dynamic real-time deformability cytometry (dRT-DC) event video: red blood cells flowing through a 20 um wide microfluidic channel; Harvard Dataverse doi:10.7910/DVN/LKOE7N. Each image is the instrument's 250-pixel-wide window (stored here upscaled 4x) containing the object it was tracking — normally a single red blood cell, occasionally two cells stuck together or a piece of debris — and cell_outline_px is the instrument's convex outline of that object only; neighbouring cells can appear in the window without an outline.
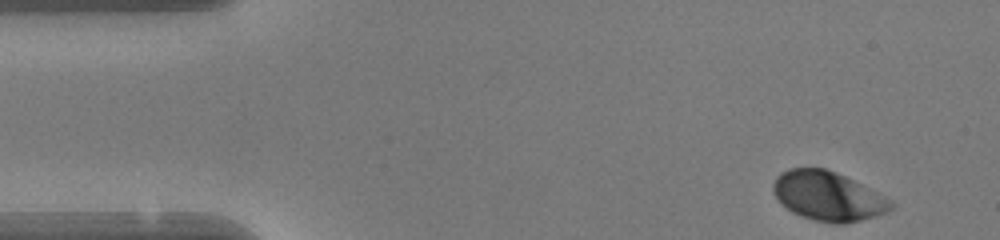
{"species": "human", "species_latin": "Homo sapiens", "temperature_condition": "warm", "stored_images_in_passage": 46, "camera_frame_rate_fps": 3000, "um_per_image_px": 0.085, "donor": {"sex": "female"}, "frame": {"image": 1, "passage_image": 1, "time_ms": 0.0, "image_size_px": [1000, 240], "cell_outline_px": [[896, 204], [892, 208], [884, 212], [860, 220], [844, 224], [832, 224], [800, 216], [792, 212], [772, 192], [772, 184], [776, 176], [780, 172], [788, 168], [824, 168], [844, 176], [884, 196]], "centroid_in_image_um": [70.33, 16.67], "position_along_channel_um": 14.7, "area_um2": 33.35}}
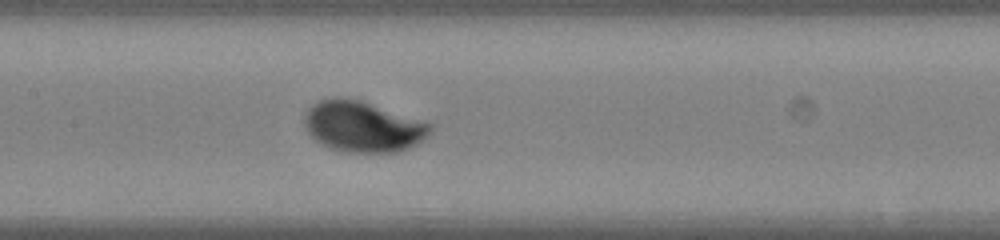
{"frame": {"image": 2, "passage_image": 20, "time_ms": 6.333, "image_size_px": [1000, 240], "cell_outline_px": [[432, 128], [428, 136], [424, 140], [408, 148], [396, 152], [348, 152], [332, 148], [320, 144], [308, 132], [304, 124], [304, 116], [308, 108], [312, 104], [320, 100], [336, 96], [360, 100], [432, 124]], "centroid_in_image_um": [30.82, 10.75], "position_along_channel_um": 176.6, "area_um2": 37.05}}
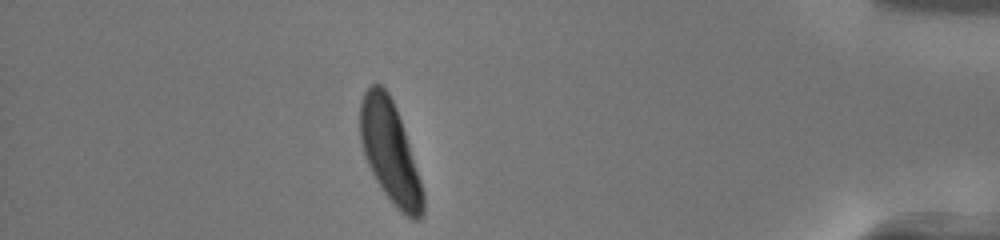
{"frame": {"image": 3, "passage_image": 40, "time_ms": 13.0, "image_size_px": [1000, 240], "cell_outline_px": [[424, 212], [420, 220], [412, 220], [404, 216], [392, 204], [380, 188], [364, 156], [360, 140], [360, 104], [364, 92], [372, 84], [380, 84], [388, 92], [396, 108], [424, 192]], "centroid_in_image_um": [33.14, 12.98], "position_along_channel_um": 402.1, "area_um2": 36.93}, "authors_computed_cell_mechanics": {"area_um2": 35.6626, "velocity_mm_per_s": 4.1463, "shape_relaxation_time_tau1_ms": 1.4216, "shape_relaxation_time_tau2_ms": null, "deformation_change_tau1": 0.1226, "deformation_change_tau2": null}}